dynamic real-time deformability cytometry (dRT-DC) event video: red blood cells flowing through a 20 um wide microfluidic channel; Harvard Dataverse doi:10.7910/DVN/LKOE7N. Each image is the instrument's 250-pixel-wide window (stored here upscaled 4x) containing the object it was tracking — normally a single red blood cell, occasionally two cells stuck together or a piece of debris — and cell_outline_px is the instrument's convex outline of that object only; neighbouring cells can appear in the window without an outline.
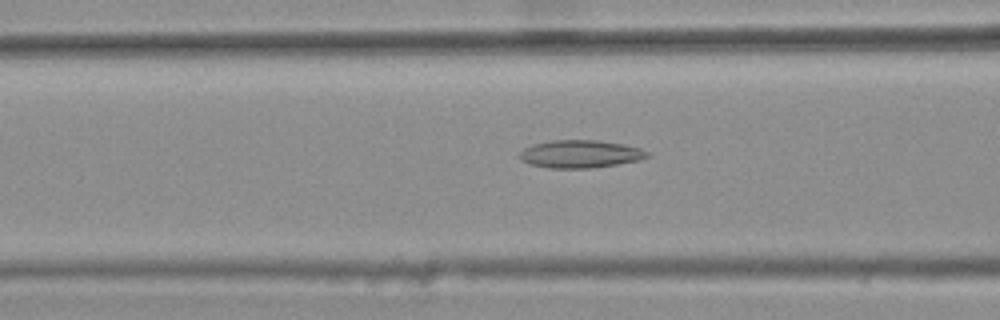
{"species": "common noctule bat (a hibernating species)", "species_latin": "Nyctalus noctula", "temperature_condition": "warm", "stored_images_in_passage": 47, "camera_frame_rate_fps": 3000, "um_per_image_px": 0.085, "animal": {"sex": "female", "body_mass_g": 25.1}, "frame": {"image": 1, "passage_image": 21, "time_ms": 6.667, "image_size_px": [1000, 320], "cell_outline_px": [[652, 156], [640, 160], [592, 168], [548, 168], [528, 164], [520, 160], [520, 152], [524, 148], [532, 144], [552, 140], [596, 140], [624, 144], [640, 148], [652, 152]], "centroid_in_image_um": [49.35, 13.09], "position_along_channel_um": 117.2, "area_um2": 20.92}}
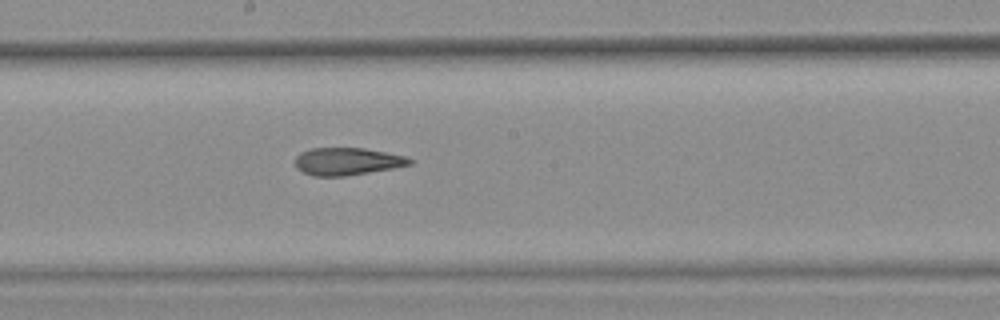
{"frame": {"image": 2, "passage_image": 29, "time_ms": 9.333, "image_size_px": [1000, 320], "cell_outline_px": [[412, 164], [392, 168], [344, 176], [312, 176], [296, 168], [296, 156], [300, 152], [312, 148], [364, 148], [404, 156], [412, 160]], "centroid_in_image_um": [29.47, 13.72], "position_along_channel_um": 218.7, "area_um2": 18.09}}
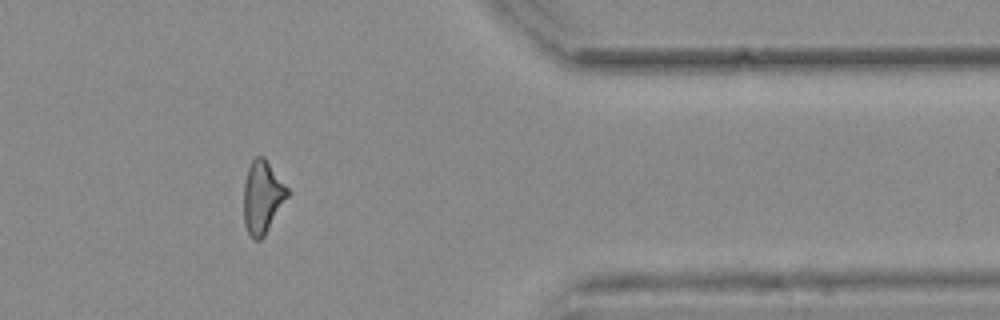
{"frame": {"image": 3, "passage_image": 44, "time_ms": 14.333, "image_size_px": [1000, 320], "cell_outline_px": [[288, 196], [264, 236], [260, 240], [256, 240], [248, 232], [244, 224], [244, 180], [248, 168], [252, 160], [256, 156], [264, 156], [288, 188]], "centroid_in_image_um": [22.29, 16.73], "position_along_channel_um": 389.1, "area_um2": 18.32}, "authors_computed_cell_mechanics": {"area_um2": 19.4786, "velocity_mm_per_s": 3.8113, "shape_relaxation_time_tau1_ms": null, "shape_relaxation_time_tau2_ms": 5.1706, "deformation_change_tau1": null, "deformation_change_tau2": 0.1668}}